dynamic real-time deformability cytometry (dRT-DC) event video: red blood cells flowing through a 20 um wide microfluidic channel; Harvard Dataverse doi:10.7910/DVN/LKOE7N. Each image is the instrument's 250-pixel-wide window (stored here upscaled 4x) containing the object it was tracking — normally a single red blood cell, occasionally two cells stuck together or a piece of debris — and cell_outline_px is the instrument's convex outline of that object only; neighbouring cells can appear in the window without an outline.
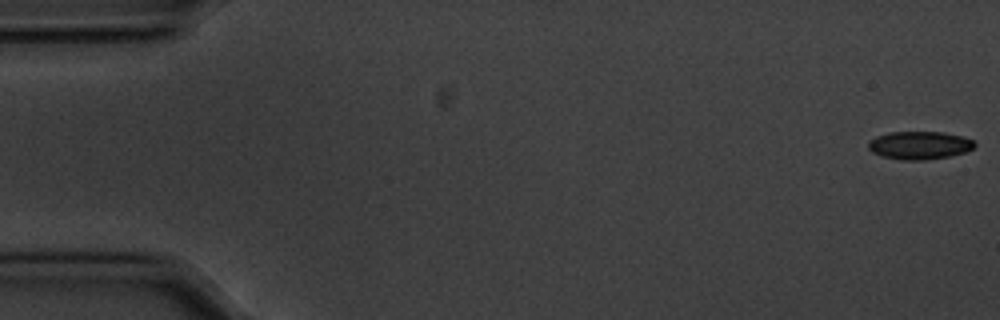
{"species": "common noctule bat (a hibernating species)", "species_latin": "Nyctalus noctula", "temperature_condition": "cold", "stored_images_in_passage": 56, "camera_frame_rate_fps": 3000, "um_per_image_px": 0.085, "animal": {"sex": "male", "body_mass_g": 20.1, "forearm_length_mm": 53.5}, "frame": {"image": 1, "passage_image": 1, "time_ms": 0.0, "image_size_px": [1000, 320], "cell_outline_px": [[976, 144], [972, 148], [964, 152], [948, 156], [924, 160], [904, 160], [884, 156], [872, 152], [868, 148], [868, 140], [876, 136], [888, 132], [944, 132], [960, 136], [972, 140]], "centroid_in_image_um": [78.11, 12.34], "position_along_channel_um": 6.9, "area_um2": 17.17}}
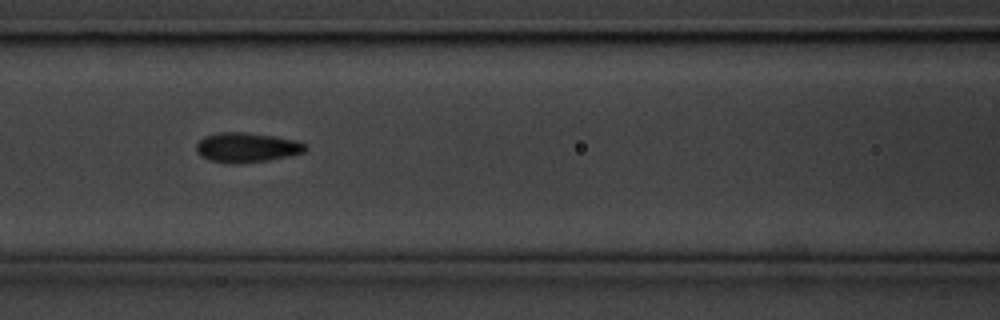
{"frame": {"image": 2, "passage_image": 24, "time_ms": 7.667, "image_size_px": [1000, 320], "cell_outline_px": [[308, 148], [304, 152], [268, 160], [236, 164], [228, 164], [208, 160], [200, 156], [196, 152], [196, 144], [204, 136], [220, 132], [244, 132], [276, 136], [296, 140], [308, 144]], "centroid_in_image_um": [20.96, 12.53], "position_along_channel_um": 145.6, "area_um2": 19.13}}
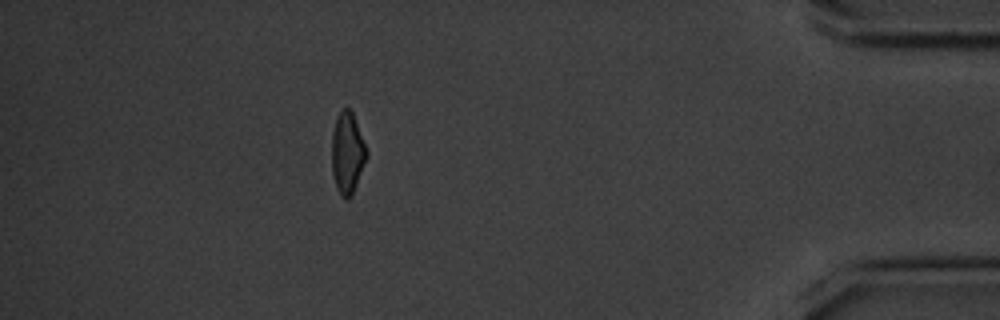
{"frame": {"image": 3, "passage_image": 50, "time_ms": 16.333, "image_size_px": [1000, 320], "cell_outline_px": [[368, 156], [352, 196], [348, 200], [340, 196], [336, 188], [332, 172], [332, 132], [336, 116], [340, 108], [348, 108], [352, 112], [368, 152]], "centroid_in_image_um": [29.52, 13.02], "position_along_channel_um": 405.7, "area_um2": 16.76}, "authors_computed_cell_mechanics": {"area_um2": 17.9469, "velocity_mm_per_s": 3.5641, "shape_relaxation_time_tau1_ms": 3.0801, "shape_relaxation_time_tau2_ms": 4.5618, "deformation_change_tau1": 0.0852, "deformation_change_tau2": 0.0892}}